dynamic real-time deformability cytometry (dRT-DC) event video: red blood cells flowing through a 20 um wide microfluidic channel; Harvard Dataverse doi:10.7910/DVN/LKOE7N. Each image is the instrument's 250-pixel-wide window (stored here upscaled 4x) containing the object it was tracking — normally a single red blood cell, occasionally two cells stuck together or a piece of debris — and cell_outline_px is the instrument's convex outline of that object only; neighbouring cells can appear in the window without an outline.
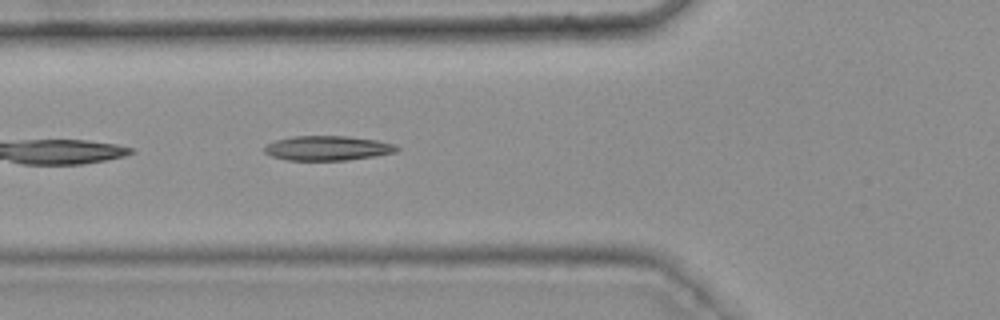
{"species": "common noctule bat (a hibernating species)", "species_latin": "Nyctalus noctula", "temperature_condition": "warm", "stored_images_in_passage": 8, "camera_frame_rate_fps": 3000, "um_per_image_px": 0.085, "animal": {"sex": "female", "body_mass_g": 25.1}, "frame": {"image": 1, "passage_image": 5, "time_ms": 1.333, "image_size_px": [1000, 320], "cell_outline_px": [[400, 148], [396, 152], [348, 160], [288, 160], [272, 156], [264, 152], [264, 148], [268, 144], [276, 140], [292, 136], [348, 136], [376, 140], [392, 144]], "centroid_in_image_um": [27.83, 12.59], "position_along_channel_um": 98.0, "area_um2": 18.79}}